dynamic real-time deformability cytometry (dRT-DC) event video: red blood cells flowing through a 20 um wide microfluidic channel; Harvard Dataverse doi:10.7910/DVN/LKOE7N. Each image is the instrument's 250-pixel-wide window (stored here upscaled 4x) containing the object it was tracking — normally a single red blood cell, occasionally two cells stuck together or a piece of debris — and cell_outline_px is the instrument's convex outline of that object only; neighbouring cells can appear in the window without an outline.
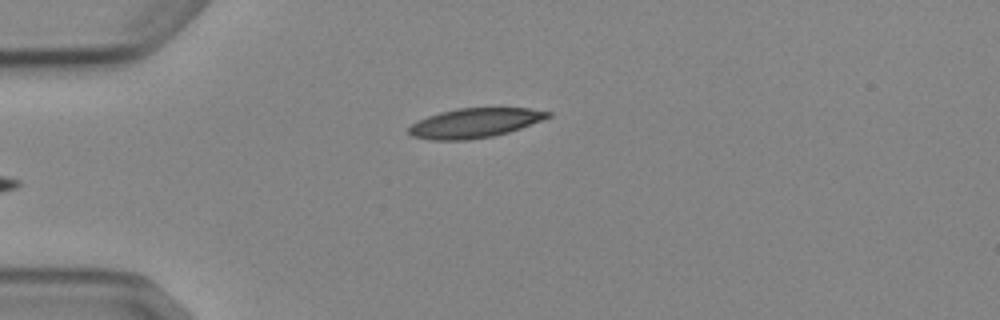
{"species": "Egyptian fruit bat (a non-hibernating species)", "species_latin": "Rousettus aegyptiacus", "temperature_condition": "cold", "stored_images_in_passage": 2, "camera_frame_rate_fps": 3000, "um_per_image_px": 0.085, "animal": {"sex": "female"}, "frame": {"image": 1, "passage_image": 2, "time_ms": 1.0, "image_size_px": [1000, 320], "cell_outline_px": [[552, 116], [544, 120], [508, 132], [492, 136], [468, 140], [432, 140], [412, 136], [408, 132], [408, 128], [412, 124], [428, 116], [440, 112], [456, 108], [528, 108], [552, 112]], "centroid_in_image_um": [40.38, 10.45], "position_along_channel_um": 44.6, "area_um2": 23.87}}